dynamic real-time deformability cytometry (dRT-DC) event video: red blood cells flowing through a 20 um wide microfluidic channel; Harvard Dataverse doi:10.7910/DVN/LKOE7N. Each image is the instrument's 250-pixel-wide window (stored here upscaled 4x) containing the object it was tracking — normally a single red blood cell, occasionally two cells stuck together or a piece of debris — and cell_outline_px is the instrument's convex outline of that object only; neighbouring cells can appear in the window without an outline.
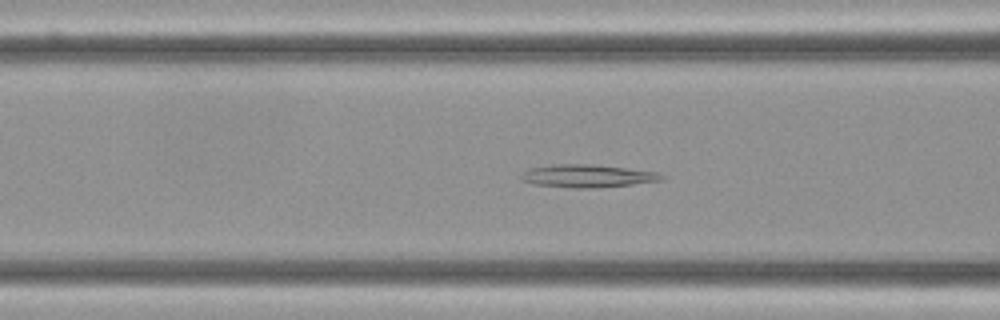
{"species": "Egyptian fruit bat (a non-hibernating species)", "species_latin": "Rousettus aegyptiacus", "temperature_condition": "cold", "stored_images_in_passage": 59, "camera_frame_rate_fps": 3000, "um_per_image_px": 0.085, "frame": {"image": 1, "passage_image": 23, "time_ms": 7.333, "image_size_px": [1000, 320], "cell_outline_px": [[664, 180], [632, 184], [592, 188], [572, 188], [532, 184], [520, 180], [520, 176], [528, 168], [552, 164], [592, 164], [660, 172], [664, 176]], "centroid_in_image_um": [49.9, 14.95], "position_along_channel_um": 116.7, "area_um2": 18.84}}
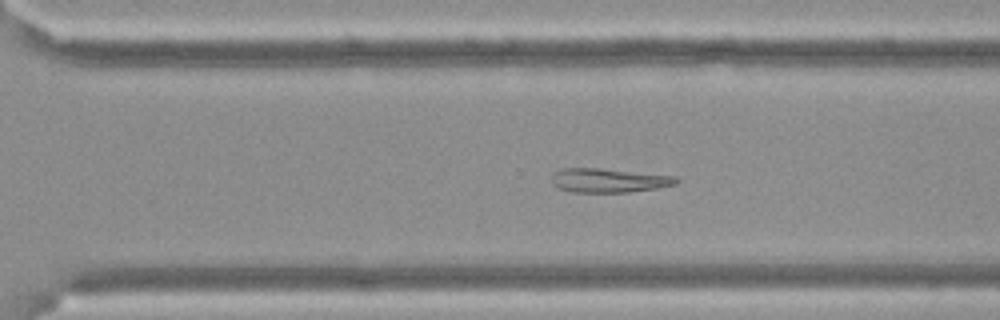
{"frame": {"image": 2, "passage_image": 41, "time_ms": 13.333, "image_size_px": [1000, 320], "cell_outline_px": [[680, 180], [676, 184], [656, 188], [628, 192], [572, 192], [560, 188], [552, 180], [552, 172], [564, 168], [596, 168], [676, 176]], "centroid_in_image_um": [51.76, 15.33], "position_along_channel_um": 318.8, "area_um2": 17.22}}
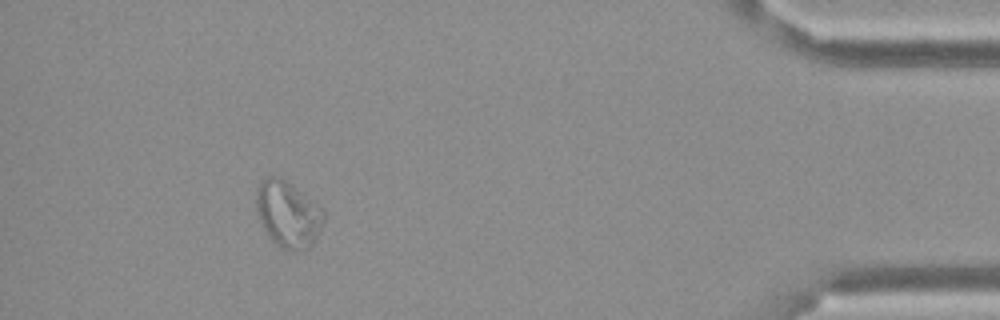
{"frame": {"image": 3, "passage_image": 54, "time_ms": 17.667, "image_size_px": [1000, 320], "cell_outline_px": [[324, 220], [316, 240], [308, 248], [284, 248], [276, 244], [268, 236], [260, 220], [256, 208], [256, 192], [260, 184], [268, 176], [280, 176], [320, 204], [324, 208]], "centroid_in_image_um": [24.51, 18.16], "position_along_channel_um": 410.7, "area_um2": 25.89}}